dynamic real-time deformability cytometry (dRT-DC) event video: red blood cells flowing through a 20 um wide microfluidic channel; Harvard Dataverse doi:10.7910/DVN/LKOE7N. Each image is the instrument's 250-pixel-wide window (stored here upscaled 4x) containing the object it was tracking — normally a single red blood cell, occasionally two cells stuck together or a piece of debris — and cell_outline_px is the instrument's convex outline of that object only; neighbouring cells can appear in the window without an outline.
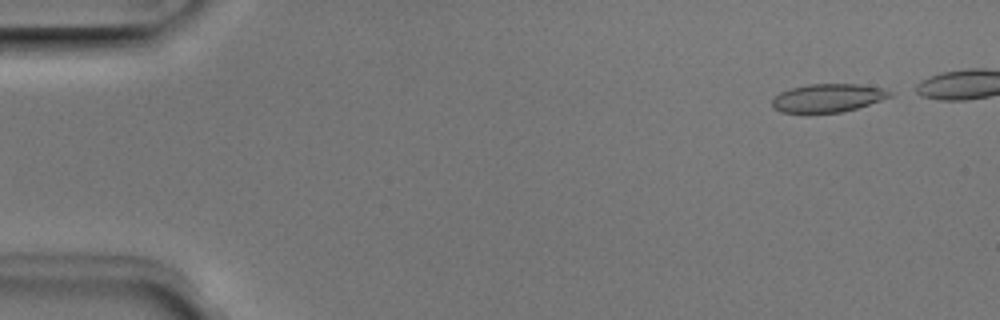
{"species": "Egyptian fruit bat (a non-hibernating species)", "species_latin": "Rousettus aegyptiacus", "temperature_condition": "room temperature", "stored_images_in_passage": 40, "camera_frame_rate_fps": 3000, "um_per_image_px": 0.085, "animal": {"sex": "male"}, "frame": {"image": 1, "passage_image": 2, "time_ms": 0.333, "image_size_px": [1000, 320], "cell_outline_px": [[892, 96], [856, 108], [840, 112], [780, 112], [772, 108], [772, 100], [780, 92], [792, 88], [808, 84], [856, 84], [884, 88], [892, 92]], "centroid_in_image_um": [70.36, 8.32], "position_along_channel_um": 14.6, "area_um2": 19.13}}
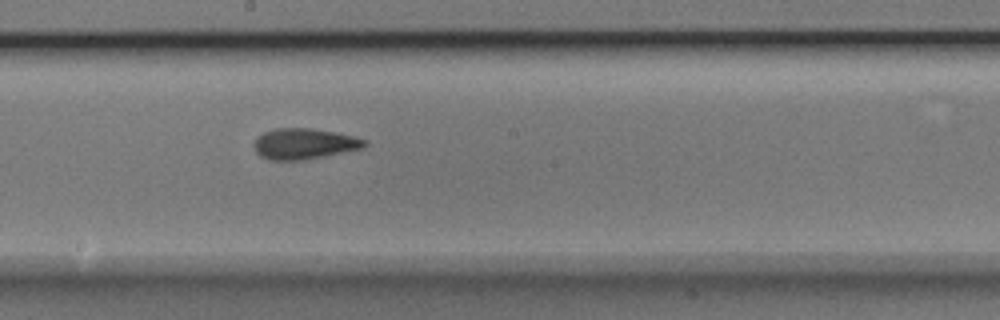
{"frame": {"image": 2, "passage_image": 26, "time_ms": 8.333, "image_size_px": [1000, 320], "cell_outline_px": [[368, 144], [364, 148], [304, 160], [268, 160], [260, 156], [256, 152], [256, 136], [264, 132], [276, 128], [312, 128], [336, 132], [368, 140]], "centroid_in_image_um": [25.88, 12.22], "position_along_channel_um": 222.3, "area_um2": 19.88}}
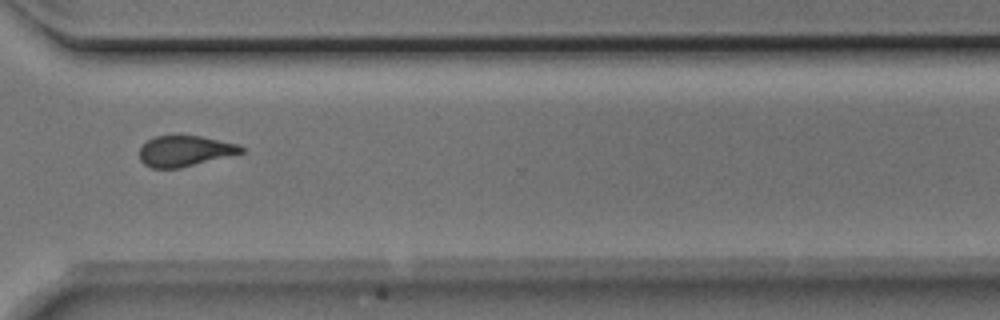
{"frame": {"image": 3, "passage_image": 36, "time_ms": 11.667, "image_size_px": [1000, 320], "cell_outline_px": [[244, 152], [180, 168], [152, 168], [144, 164], [140, 160], [140, 148], [148, 140], [156, 136], [200, 136], [236, 144], [244, 148]], "centroid_in_image_um": [15.69, 12.84], "position_along_channel_um": 354.9, "area_um2": 17.86}}